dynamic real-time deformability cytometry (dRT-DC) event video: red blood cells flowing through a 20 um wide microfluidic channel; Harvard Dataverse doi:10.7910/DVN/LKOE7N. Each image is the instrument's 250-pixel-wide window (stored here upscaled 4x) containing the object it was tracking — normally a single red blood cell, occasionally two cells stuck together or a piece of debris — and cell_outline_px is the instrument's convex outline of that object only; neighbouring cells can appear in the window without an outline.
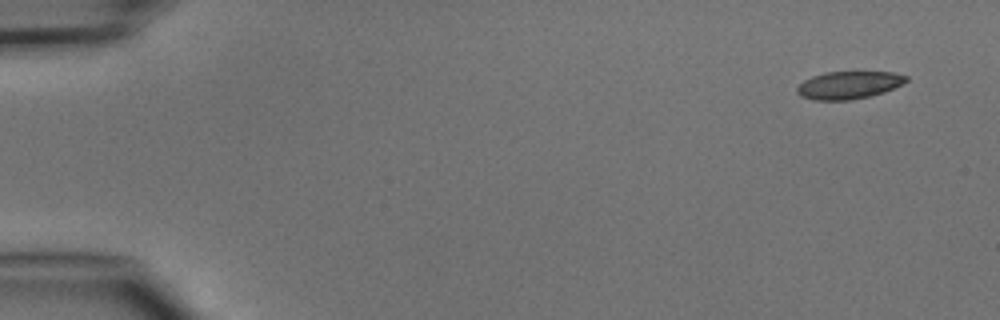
{"species": "common noctule bat (a hibernating species)", "species_latin": "Nyctalus noctula", "temperature_condition": "cold", "stored_images_in_passage": 4, "camera_frame_rate_fps": 3000, "um_per_image_px": 0.085, "animal": {"sex": "male", "body_mass_g": 15.6}, "frame": {"image": 1, "passage_image": 1, "time_ms": 0.0, "image_size_px": [1000, 320], "cell_outline_px": [[908, 80], [904, 84], [884, 92], [872, 96], [852, 100], [812, 100], [800, 96], [796, 92], [796, 88], [804, 80], [812, 76], [824, 72], [892, 72], [908, 76]], "centroid_in_image_um": [72.15, 7.24], "position_along_channel_um": 12.9, "area_um2": 17.8}}
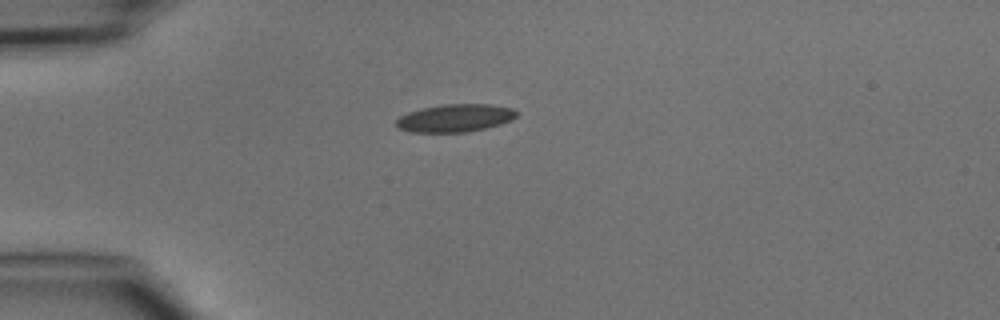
{"frame": {"image": 2, "passage_image": 3, "time_ms": 3.333, "image_size_px": [1000, 320], "cell_outline_px": [[520, 112], [512, 120], [500, 124], [484, 128], [464, 132], [412, 132], [400, 128], [396, 124], [396, 120], [400, 116], [408, 112], [424, 108], [444, 104], [492, 104], [512, 108]], "centroid_in_image_um": [38.73, 10.02], "position_along_channel_um": 46.3, "area_um2": 19.36}}